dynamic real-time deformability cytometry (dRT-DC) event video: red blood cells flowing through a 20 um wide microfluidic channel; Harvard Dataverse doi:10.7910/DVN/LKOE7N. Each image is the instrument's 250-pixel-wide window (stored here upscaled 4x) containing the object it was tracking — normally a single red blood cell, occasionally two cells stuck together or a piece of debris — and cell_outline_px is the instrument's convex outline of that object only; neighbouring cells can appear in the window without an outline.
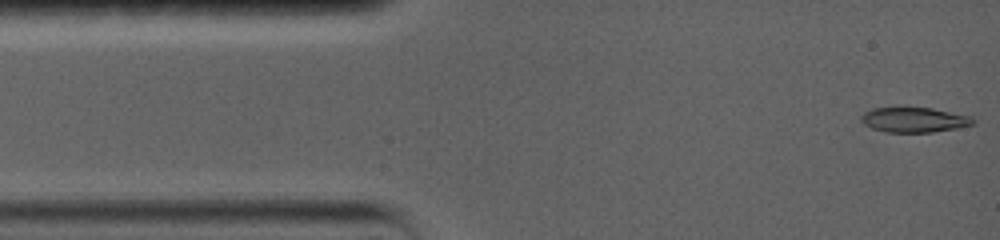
{"species": "common noctule bat (a hibernating species)", "species_latin": "Nyctalus noctula", "temperature_condition": "warm", "stored_images_in_passage": 18, "camera_frame_rate_fps": 5000, "um_per_image_px": 0.085, "animal": {"sex": "female", "body_mass_g": 19.0, "forearm_length_mm": 56.7}, "frame": {"image": 1, "passage_image": 1, "time_ms": 0.0, "image_size_px": [1000, 240], "cell_outline_px": [[976, 120], [972, 124], [956, 128], [932, 132], [884, 132], [872, 128], [864, 124], [860, 120], [860, 116], [864, 112], [872, 108], [932, 108], [968, 116]], "centroid_in_image_um": [77.64, 10.19], "position_along_channel_um": 7.4, "area_um2": 16.07}}
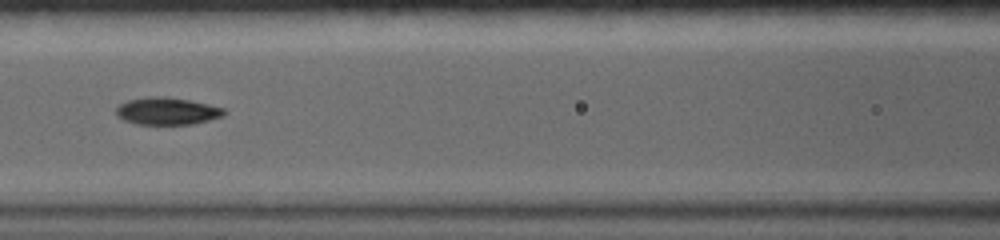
{"frame": {"image": 2, "passage_image": 8, "time_ms": 6.0, "image_size_px": [1000, 240], "cell_outline_px": [[228, 112], [224, 116], [192, 124], [136, 124], [124, 120], [116, 116], [116, 108], [120, 104], [128, 100], [148, 96], [164, 96], [188, 100], [208, 104], [224, 108]], "centroid_in_image_um": [14.2, 9.44], "position_along_channel_um": 152.4, "area_um2": 17.22}}
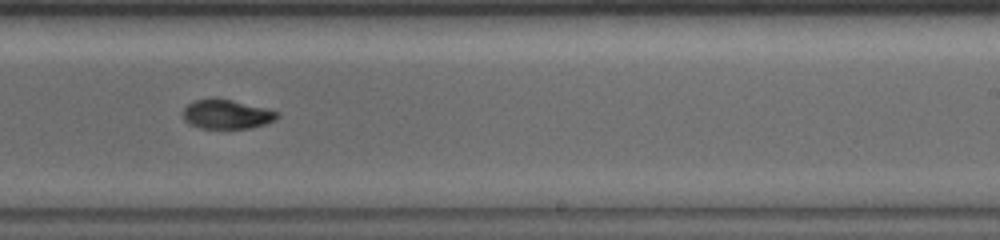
{"frame": {"image": 3, "passage_image": 16, "time_ms": 9.2, "image_size_px": [1000, 240], "cell_outline_px": [[280, 116], [276, 120], [252, 128], [200, 128], [188, 124], [184, 120], [184, 108], [192, 100], [232, 100], [280, 112]], "centroid_in_image_um": [19.29, 9.74], "position_along_channel_um": 269.7, "area_um2": 15.78}}